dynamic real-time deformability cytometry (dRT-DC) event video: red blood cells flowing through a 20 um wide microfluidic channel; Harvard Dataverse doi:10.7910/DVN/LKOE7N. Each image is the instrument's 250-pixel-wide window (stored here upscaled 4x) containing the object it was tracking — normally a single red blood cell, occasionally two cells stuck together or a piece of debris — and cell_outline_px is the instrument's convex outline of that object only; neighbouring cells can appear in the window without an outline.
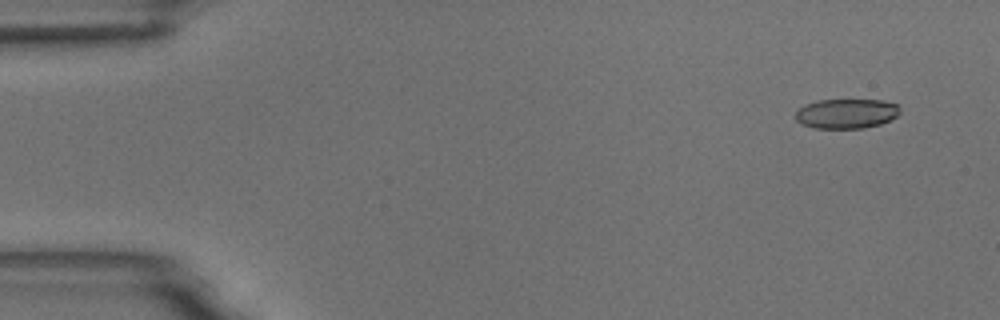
{"species": "common noctule bat (a hibernating species)", "species_latin": "Nyctalus noctula", "temperature_condition": "room temperature", "stored_images_in_passage": 8, "camera_frame_rate_fps": 3000, "um_per_image_px": 0.085, "animal": {"sex": "male", "body_mass_g": 18.8}, "frame": {"image": 1, "passage_image": 1, "time_ms": 0.0, "image_size_px": [1000, 320], "cell_outline_px": [[900, 112], [896, 116], [880, 124], [864, 128], [812, 128], [796, 120], [796, 112], [804, 104], [816, 100], [884, 100], [900, 104]], "centroid_in_image_um": [71.97, 9.64], "position_along_channel_um": 13.0, "area_um2": 18.15}}
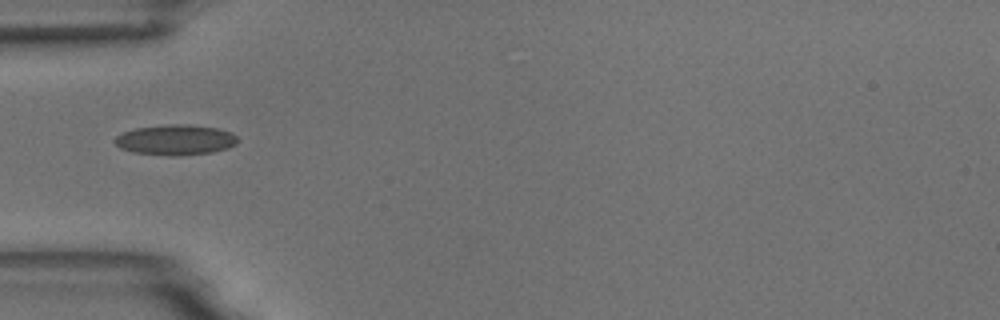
{"frame": {"image": 2, "passage_image": 5, "time_ms": 4.667, "image_size_px": [1000, 320], "cell_outline_px": [[236, 144], [228, 148], [212, 152], [180, 156], [172, 156], [132, 152], [120, 148], [112, 140], [116, 136], [124, 132], [136, 128], [168, 124], [184, 124], [216, 128], [232, 132], [236, 136]], "centroid_in_image_um": [14.9, 11.89], "position_along_channel_um": 70.1, "area_um2": 21.73}}